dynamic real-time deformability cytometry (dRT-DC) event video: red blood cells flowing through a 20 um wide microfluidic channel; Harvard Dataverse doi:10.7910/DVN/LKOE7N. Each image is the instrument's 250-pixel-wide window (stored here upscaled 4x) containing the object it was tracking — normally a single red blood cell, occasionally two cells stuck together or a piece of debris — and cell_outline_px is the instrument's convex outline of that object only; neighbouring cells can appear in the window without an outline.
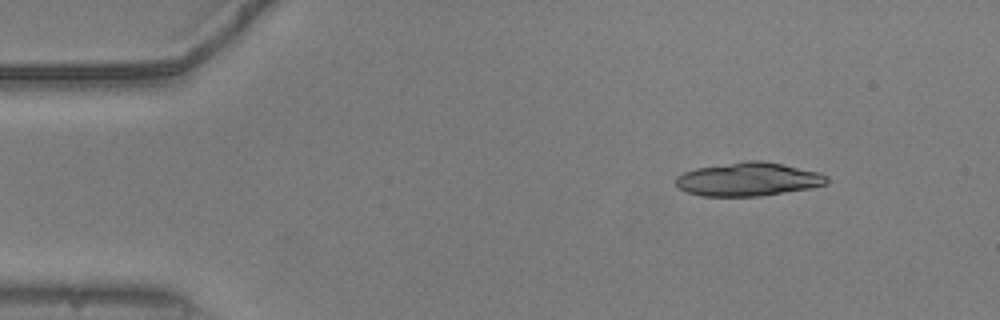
{"species": "common noctule bat (a hibernating species)", "species_latin": "Nyctalus noctula", "temperature_condition": "warm", "stored_images_in_passage": 11, "camera_frame_rate_fps": 3000, "um_per_image_px": 0.085, "animal": {"sex": "male", "body_mass_g": 20.5, "forearm_length_mm": 52.5}, "frame": {"image": 1, "passage_image": 1, "time_ms": 0.0, "image_size_px": [1000, 320], "cell_outline_px": [[828, 180], [824, 184], [812, 188], [760, 196], [700, 196], [688, 192], [680, 188], [676, 184], [676, 176], [684, 172], [696, 168], [744, 160], [760, 160], [820, 172], [828, 176]], "centroid_in_image_um": [63.6, 15.23], "position_along_channel_um": 21.4, "area_um2": 29.48}}